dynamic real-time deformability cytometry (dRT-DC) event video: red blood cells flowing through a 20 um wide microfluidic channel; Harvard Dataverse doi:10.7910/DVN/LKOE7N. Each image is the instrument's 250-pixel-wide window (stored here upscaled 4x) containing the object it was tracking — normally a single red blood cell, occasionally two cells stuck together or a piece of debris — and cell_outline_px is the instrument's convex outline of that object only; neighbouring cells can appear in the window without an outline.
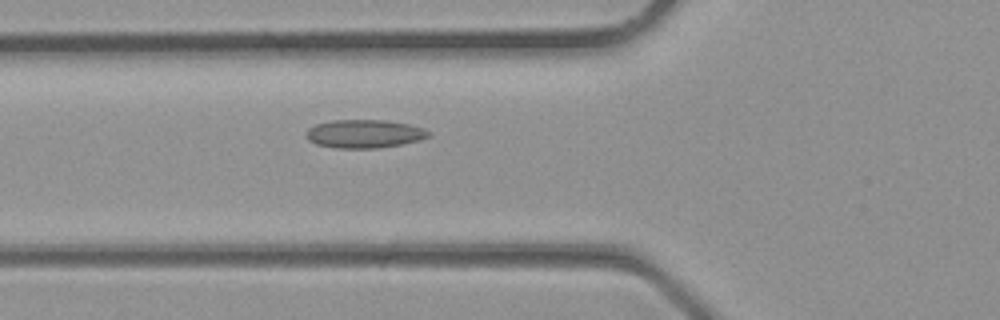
{"species": "common noctule bat (a hibernating species)", "species_latin": "Nyctalus noctula", "temperature_condition": "room temperature", "stored_images_in_passage": 30, "camera_frame_rate_fps": 3000, "um_per_image_px": 0.085, "animal": {"sex": "male", "body_mass_g": 23.1, "forearm_length_mm": 52.7}, "frame": {"image": 1, "passage_image": 8, "time_ms": 2.333, "image_size_px": [1000, 320], "cell_outline_px": [[428, 136], [420, 140], [380, 148], [336, 148], [316, 144], [308, 140], [304, 136], [304, 132], [308, 128], [316, 124], [332, 120], [384, 120], [408, 124], [424, 128], [428, 132]], "centroid_in_image_um": [30.9, 11.37], "position_along_channel_um": 94.9, "area_um2": 20.23}}
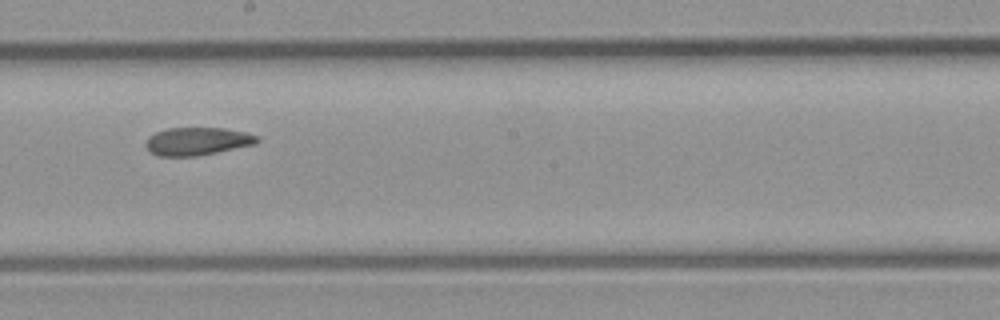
{"frame": {"image": 2, "passage_image": 15, "time_ms": 4.667, "image_size_px": [1000, 320], "cell_outline_px": [[260, 140], [256, 144], [196, 156], [156, 156], [148, 152], [144, 144], [148, 136], [156, 132], [168, 128], [224, 128], [244, 132], [256, 136]], "centroid_in_image_um": [16.7, 12.01], "position_along_channel_um": 231.5, "area_um2": 18.15}}
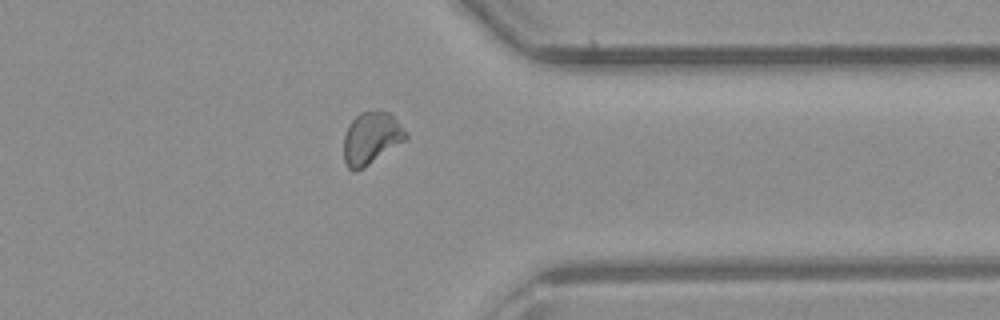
{"frame": {"image": 3, "passage_image": 23, "time_ms": 7.333, "image_size_px": [1000, 320], "cell_outline_px": [[408, 136], [404, 140], [364, 168], [356, 172], [352, 172], [348, 168], [344, 160], [344, 136], [348, 124], [360, 112], [388, 112], [408, 132]], "centroid_in_image_um": [31.52, 11.77], "position_along_channel_um": 379.9, "area_um2": 18.67}}